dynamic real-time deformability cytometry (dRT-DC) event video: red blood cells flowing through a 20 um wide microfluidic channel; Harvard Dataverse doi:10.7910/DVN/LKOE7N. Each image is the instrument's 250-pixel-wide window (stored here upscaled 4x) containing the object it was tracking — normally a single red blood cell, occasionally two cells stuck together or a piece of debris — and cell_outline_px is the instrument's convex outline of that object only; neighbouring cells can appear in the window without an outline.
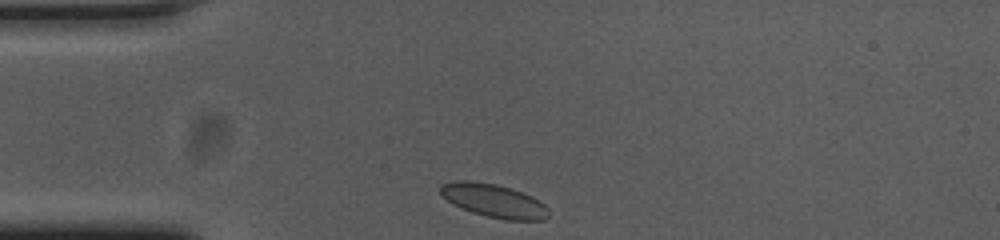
{"species": "common noctule bat (a hibernating species)", "species_latin": "Nyctalus noctula", "temperature_condition": "cold", "stored_images_in_passage": 32, "camera_frame_rate_fps": 3000, "um_per_image_px": 0.085, "animal": {"sex": "female", "body_mass_g": 23.0, "forearm_length_mm": 53.4}, "frame": {"image": 1, "passage_image": 1, "time_ms": 0.0, "image_size_px": [1000, 240], "cell_outline_px": [[548, 216], [544, 220], [504, 220], [472, 212], [460, 208], [452, 204], [440, 192], [440, 184], [456, 180], [468, 180], [496, 184], [532, 196], [544, 204], [548, 208]], "centroid_in_image_um": [41.96, 17.06], "position_along_channel_um": 43.0, "area_um2": 20.92}}
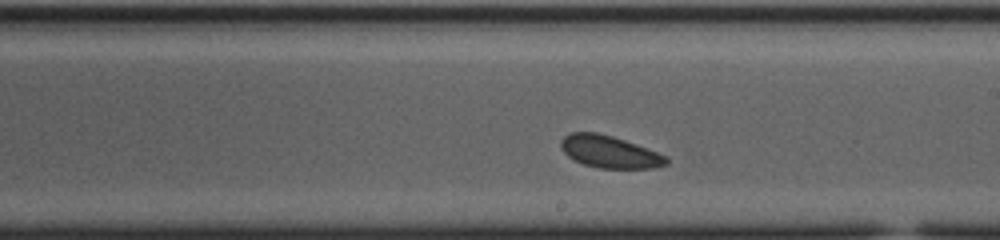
{"frame": {"image": 2, "passage_image": 19, "time_ms": 6.0, "image_size_px": [1000, 240], "cell_outline_px": [[668, 164], [652, 168], [600, 168], [584, 164], [568, 156], [560, 148], [560, 140], [568, 132], [596, 132], [612, 136], [624, 140], [668, 156]], "centroid_in_image_um": [51.79, 12.89], "position_along_channel_um": 237.2, "area_um2": 19.71}}
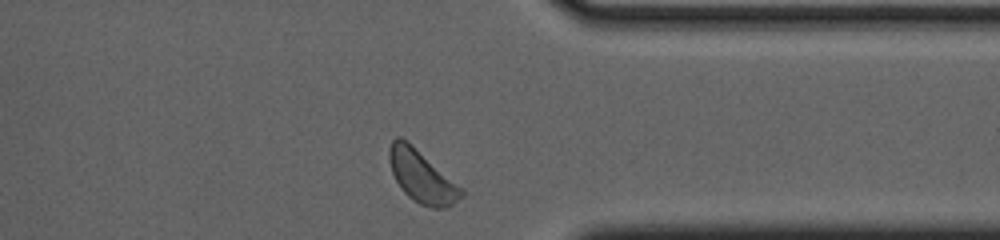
{"frame": {"image": 3, "passage_image": 31, "time_ms": 10.0, "image_size_px": [1000, 240], "cell_outline_px": [[464, 196], [452, 204], [444, 208], [432, 208], [420, 204], [412, 200], [400, 188], [392, 172], [388, 160], [388, 148], [392, 140], [396, 136], [400, 136], [464, 188]], "centroid_in_image_um": [35.85, 15.02], "position_along_channel_um": 375.6, "area_um2": 21.85}, "authors_computed_cell_mechanics": {"area_um2": 20.23, "velocity_mm_per_s": 3.5996, "shape_relaxation_time_tau1_ms": null, "shape_relaxation_time_tau2_ms": 6.1426, "deformation_change_tau1": null, "deformation_change_tau2": 0.093}}